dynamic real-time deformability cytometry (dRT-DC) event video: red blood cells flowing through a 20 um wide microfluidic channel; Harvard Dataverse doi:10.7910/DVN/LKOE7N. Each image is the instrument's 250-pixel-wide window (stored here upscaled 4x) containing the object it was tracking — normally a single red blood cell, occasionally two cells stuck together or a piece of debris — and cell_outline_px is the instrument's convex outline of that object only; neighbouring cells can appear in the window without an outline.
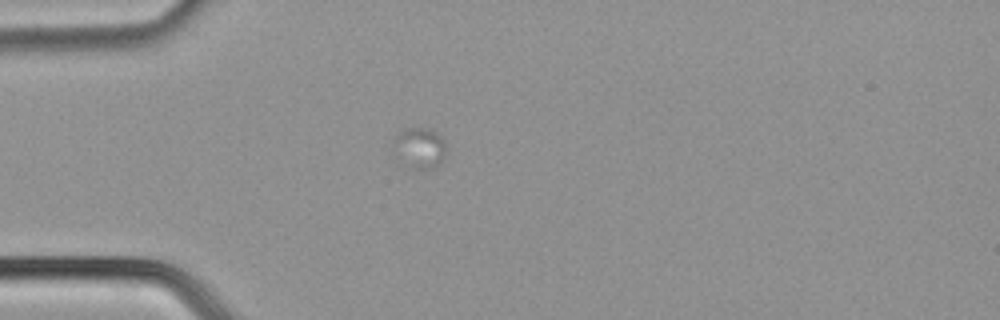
{"species": "common noctule bat (a hibernating species)", "species_latin": "Nyctalus noctula", "temperature_condition": "cold", "stored_images_in_passage": 8, "camera_frame_rate_fps": 3000, "um_per_image_px": 0.085, "animal": {"sex": "male", "body_mass_g": 21.5, "forearm_length_mm": 52.0}, "frame": {"image": 1, "passage_image": 1, "time_ms": 0.0, "image_size_px": [1000, 320], "cell_outline_px": [[444, 156], [440, 164], [436, 168], [412, 168], [396, 140], [396, 136], [404, 128], [432, 128], [444, 140]], "centroid_in_image_um": [35.84, 12.51], "position_along_channel_um": 49.2, "area_um2": 11.21}}
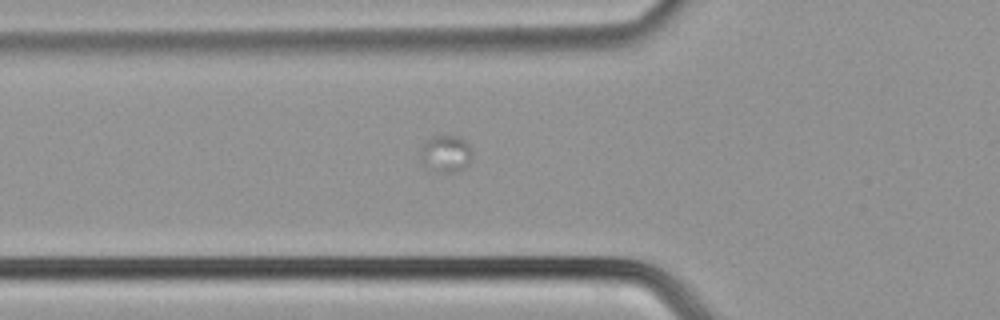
{"frame": {"image": 2, "passage_image": 5, "time_ms": 1.333, "image_size_px": [1000, 320], "cell_outline_px": [[472, 156], [468, 164], [464, 168], [456, 172], [444, 172], [424, 164], [424, 140], [432, 136], [460, 136], [468, 144], [472, 152]], "centroid_in_image_um": [37.99, 13.03], "position_along_channel_um": 87.8, "area_um2": 10.58}}